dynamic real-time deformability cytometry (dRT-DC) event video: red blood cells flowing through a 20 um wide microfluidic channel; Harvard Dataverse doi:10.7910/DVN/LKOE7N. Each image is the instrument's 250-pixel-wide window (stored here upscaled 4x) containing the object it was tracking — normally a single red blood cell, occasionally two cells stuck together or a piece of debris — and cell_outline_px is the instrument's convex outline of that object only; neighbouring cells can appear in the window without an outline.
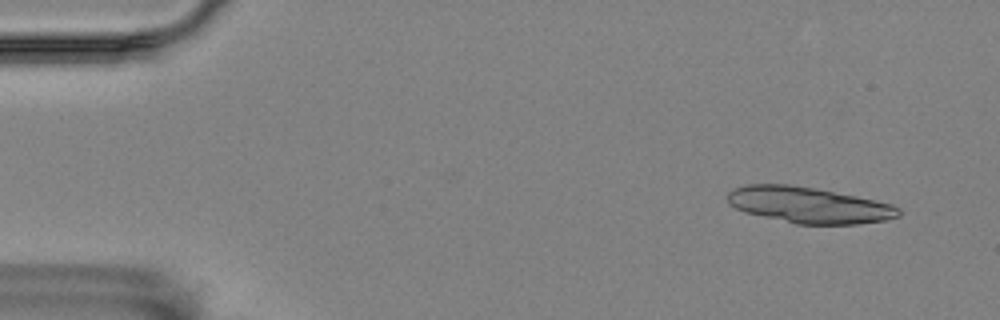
{"species": "Egyptian fruit bat (a non-hibernating species)", "species_latin": "Rousettus aegyptiacus", "temperature_condition": "room temperature", "stored_images_in_passage": 10, "camera_frame_rate_fps": 3000, "um_per_image_px": 0.085, "animal": {"sex": "female"}, "frame": {"image": 1, "passage_image": 1, "time_ms": 0.0, "image_size_px": [1000, 320], "cell_outline_px": [[900, 216], [888, 220], [856, 224], [796, 224], [744, 212], [728, 204], [728, 192], [732, 188], [744, 184], [792, 184], [816, 188], [892, 204], [900, 208]], "centroid_in_image_um": [68.72, 17.42], "position_along_channel_um": 16.3, "area_um2": 36.07}}
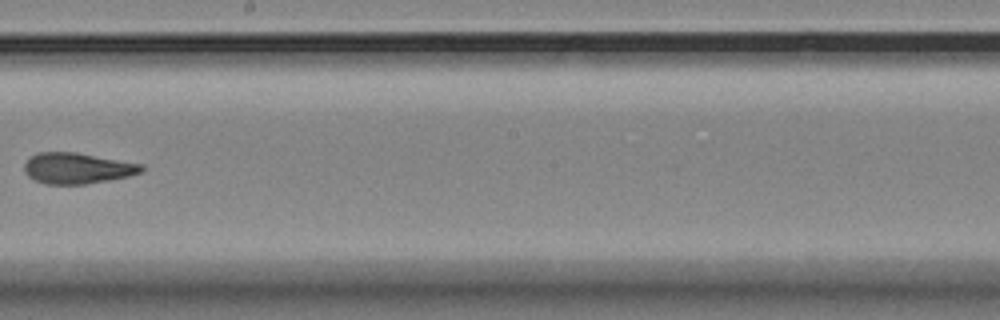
{"frame": {"image": 2, "passage_image": 9, "time_ms": 2.667, "image_size_px": [1000, 320], "cell_outline_px": [[144, 172], [128, 176], [108, 180], [84, 184], [44, 184], [32, 180], [24, 172], [24, 164], [36, 152], [76, 152], [144, 164]], "centroid_in_image_um": [6.57, 14.3], "position_along_channel_um": 241.6, "area_um2": 21.27}}
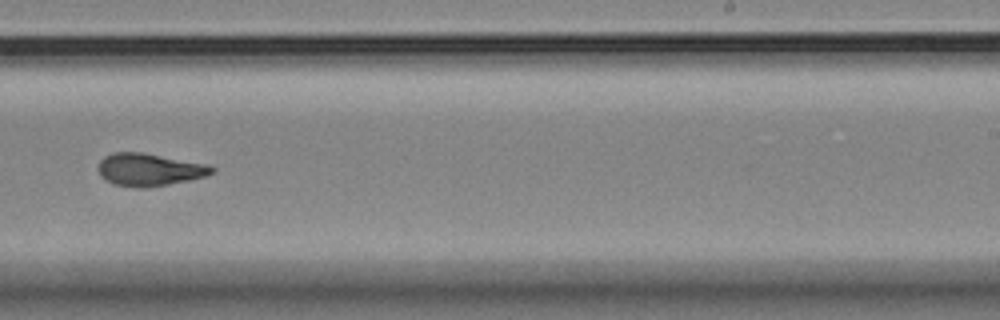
{"frame": {"image": 3, "passage_image": 10, "time_ms": 3.0, "image_size_px": [1000, 320], "cell_outline_px": [[216, 172], [204, 176], [188, 180], [168, 184], [144, 188], [112, 184], [100, 176], [100, 160], [104, 156], [112, 152], [140, 152], [208, 164], [216, 168]], "centroid_in_image_um": [12.7, 14.41], "position_along_channel_um": 276.3, "area_um2": 21.39}}